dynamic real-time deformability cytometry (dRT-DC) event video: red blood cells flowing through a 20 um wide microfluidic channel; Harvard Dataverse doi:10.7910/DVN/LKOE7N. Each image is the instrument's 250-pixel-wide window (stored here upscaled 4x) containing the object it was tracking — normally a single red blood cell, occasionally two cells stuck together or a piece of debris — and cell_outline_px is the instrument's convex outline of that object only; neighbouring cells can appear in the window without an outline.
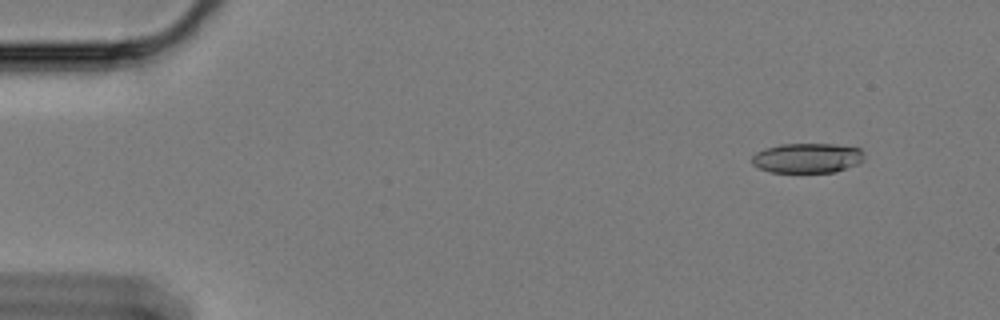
{"species": "Egyptian fruit bat (a non-hibernating species)", "species_latin": "Rousettus aegyptiacus", "temperature_condition": "cold", "stored_images_in_passage": 17, "camera_frame_rate_fps": 3000, "um_per_image_px": 0.085, "animal": {"sex": "female"}, "frame": {"image": 1, "passage_image": 6, "time_ms": 1.667, "image_size_px": [1000, 320], "cell_outline_px": [[864, 160], [860, 164], [836, 172], [772, 172], [760, 168], [752, 164], [752, 156], [756, 152], [764, 148], [780, 144], [836, 144], [860, 148], [864, 152]], "centroid_in_image_um": [68.66, 13.43], "position_along_channel_um": 16.3, "area_um2": 19.77}}